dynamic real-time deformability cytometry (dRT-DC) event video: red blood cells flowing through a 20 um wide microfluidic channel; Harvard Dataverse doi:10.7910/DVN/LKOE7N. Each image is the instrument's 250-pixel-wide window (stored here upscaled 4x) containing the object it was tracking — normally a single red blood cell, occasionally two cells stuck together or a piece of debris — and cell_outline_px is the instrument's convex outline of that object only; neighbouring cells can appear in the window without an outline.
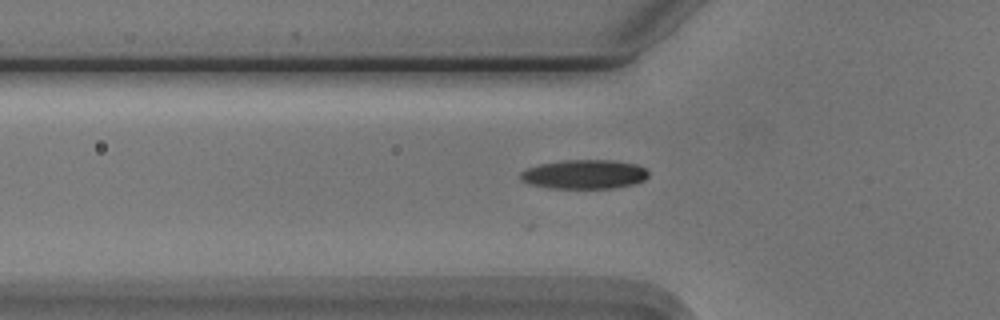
{"species": "Egyptian fruit bat (a non-hibernating species)", "species_latin": "Rousettus aegyptiacus", "temperature_condition": "cold", "stored_images_in_passage": 23, "camera_frame_rate_fps": 3000, "um_per_image_px": 0.085, "animal": {"sex": "male"}, "frame": {"image": 1, "passage_image": 2, "time_ms": 0.333, "image_size_px": [1000, 320], "cell_outline_px": [[648, 176], [644, 180], [632, 184], [616, 188], [548, 188], [528, 184], [520, 180], [520, 172], [528, 168], [540, 164], [564, 160], [612, 160], [636, 164], [644, 168], [648, 172]], "centroid_in_image_um": [49.64, 14.82], "position_along_channel_um": 76.2, "area_um2": 21.79}}
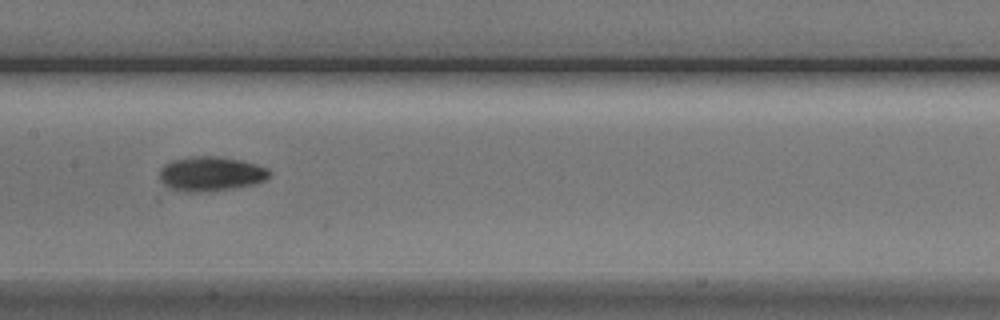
{"frame": {"image": 2, "passage_image": 11, "time_ms": 3.333, "image_size_px": [1000, 320], "cell_outline_px": [[272, 172], [264, 180], [256, 184], [208, 192], [180, 192], [168, 188], [160, 180], [160, 168], [164, 164], [172, 160], [192, 156], [212, 156], [240, 160], [256, 164], [268, 168]], "centroid_in_image_um": [17.89, 14.79], "position_along_channel_um": 189.5, "area_um2": 22.31}}
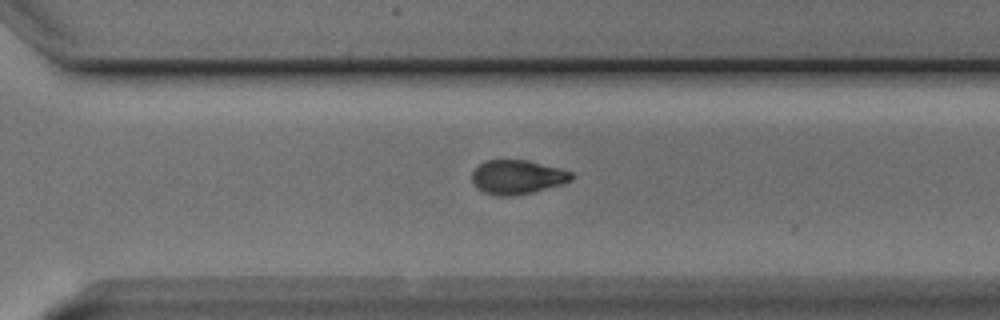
{"frame": {"image": 3, "passage_image": 22, "time_ms": 7.0, "image_size_px": [1000, 320], "cell_outline_px": [[576, 176], [572, 180], [560, 184], [532, 192], [516, 196], [496, 196], [484, 192], [476, 188], [472, 184], [472, 172], [484, 160], [528, 160], [560, 168], [572, 172]], "centroid_in_image_um": [43.96, 15.05], "position_along_channel_um": 326.6, "area_um2": 19.94}}